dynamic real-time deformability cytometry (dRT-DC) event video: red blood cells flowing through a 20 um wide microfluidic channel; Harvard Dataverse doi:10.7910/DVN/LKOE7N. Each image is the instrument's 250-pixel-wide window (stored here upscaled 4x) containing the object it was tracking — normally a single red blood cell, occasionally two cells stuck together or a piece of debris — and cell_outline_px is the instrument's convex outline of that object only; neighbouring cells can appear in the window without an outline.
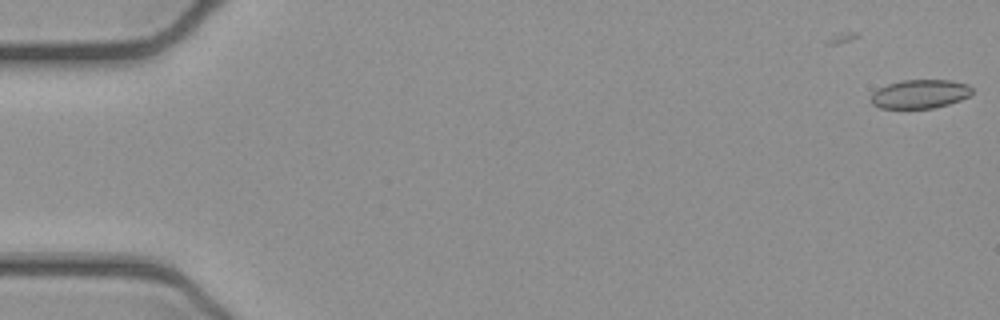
{"species": "common noctule bat (a hibernating species)", "species_latin": "Nyctalus noctula", "temperature_condition": "cold", "stored_images_in_passage": 5, "camera_frame_rate_fps": 3000, "um_per_image_px": 0.085, "animal": {"sex": "female", "body_mass_g": 21.9}, "frame": {"image": 1, "passage_image": 5, "time_ms": 1.333, "image_size_px": [1000, 320], "cell_outline_px": [[972, 92], [968, 96], [960, 100], [948, 104], [932, 108], [880, 108], [872, 104], [872, 92], [876, 88], [888, 84], [904, 80], [952, 80], [968, 84], [972, 88]], "centroid_in_image_um": [78.19, 7.98], "position_along_channel_um": 6.8, "area_um2": 16.94}}